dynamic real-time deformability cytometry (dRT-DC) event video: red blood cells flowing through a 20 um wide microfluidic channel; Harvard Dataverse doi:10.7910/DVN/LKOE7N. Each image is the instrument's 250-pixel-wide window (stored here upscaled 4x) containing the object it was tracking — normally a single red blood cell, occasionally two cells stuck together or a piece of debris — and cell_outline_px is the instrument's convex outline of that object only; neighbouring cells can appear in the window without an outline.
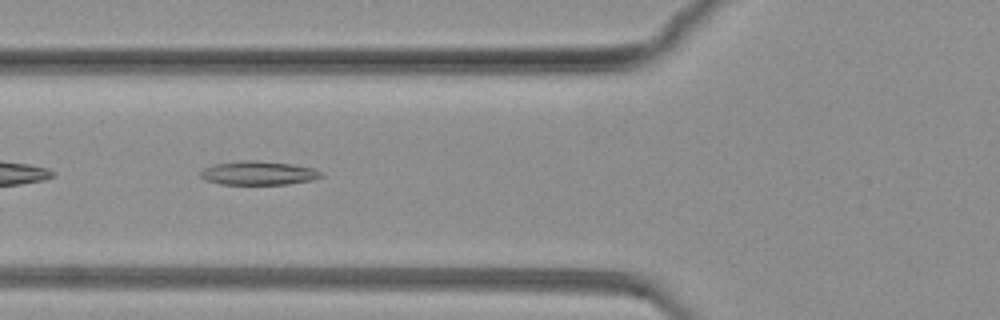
{"species": "common noctule bat (a hibernating species)", "species_latin": "Nyctalus noctula", "temperature_condition": "warm", "stored_images_in_passage": 57, "camera_frame_rate_fps": 3000, "um_per_image_px": 0.085, "animal": {"sex": "female", "body_mass_g": 19.3, "forearm_length_mm": 54.1}, "frame": {"image": 1, "passage_image": 7, "time_ms": 2.0, "image_size_px": [1000, 320], "cell_outline_px": [[324, 176], [312, 180], [288, 184], [220, 184], [204, 180], [200, 176], [200, 172], [204, 168], [216, 164], [240, 160], [256, 160], [292, 164], [312, 168], [324, 172]], "centroid_in_image_um": [21.98, 14.71], "position_along_channel_um": 103.8, "area_um2": 16.82}}
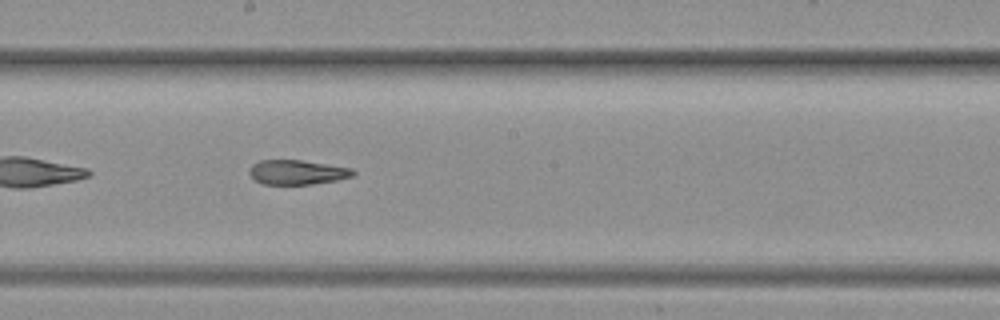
{"frame": {"image": 2, "passage_image": 21, "time_ms": 6.667, "image_size_px": [1000, 320], "cell_outline_px": [[356, 172], [352, 176], [336, 180], [312, 184], [264, 184], [256, 180], [248, 172], [252, 164], [260, 160], [300, 160], [352, 168]], "centroid_in_image_um": [25.25, 14.63], "position_along_channel_um": 222.9, "area_um2": 14.68}}
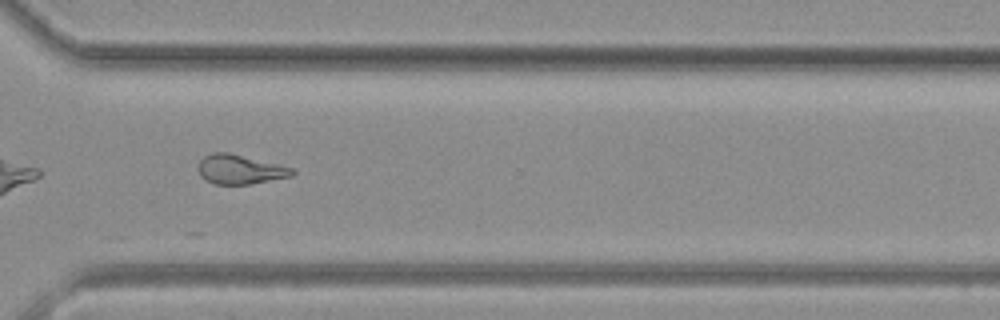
{"frame": {"image": 3, "passage_image": 36, "time_ms": 11.667, "image_size_px": [1000, 320], "cell_outline_px": [[296, 172], [292, 176], [248, 184], [216, 184], [200, 176], [196, 168], [200, 160], [204, 156], [212, 152], [228, 152], [292, 168]], "centroid_in_image_um": [20.35, 14.39], "position_along_channel_um": 350.3, "area_um2": 15.9}}